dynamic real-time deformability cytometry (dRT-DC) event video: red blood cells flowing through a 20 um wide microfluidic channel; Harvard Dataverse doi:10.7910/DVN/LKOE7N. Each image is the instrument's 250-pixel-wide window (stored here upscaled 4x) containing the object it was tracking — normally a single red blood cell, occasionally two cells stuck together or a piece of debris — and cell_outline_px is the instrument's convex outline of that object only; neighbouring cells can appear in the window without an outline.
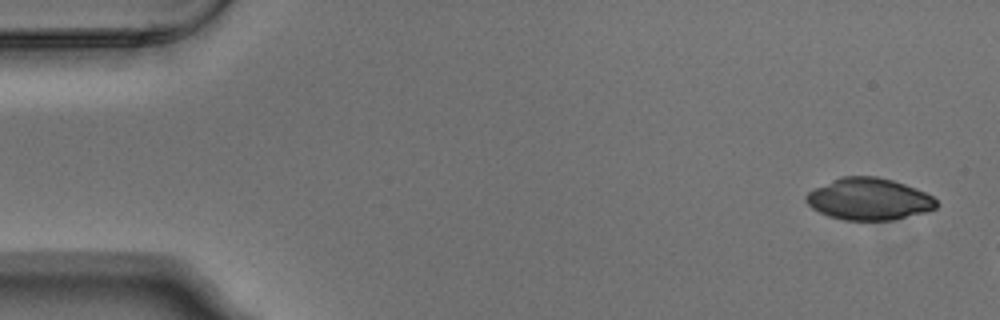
{"species": "Egyptian fruit bat (a non-hibernating species)", "species_latin": "Rousettus aegyptiacus", "temperature_condition": "warm", "stored_images_in_passage": 3, "camera_frame_rate_fps": 3000, "um_per_image_px": 0.085, "animal": {"sex": "male"}, "frame": {"image": 1, "passage_image": 1, "time_ms": 0.0, "image_size_px": [1000, 320], "cell_outline_px": [[936, 208], [928, 212], [892, 220], [844, 220], [828, 216], [812, 208], [804, 200], [804, 196], [808, 192], [840, 176], [876, 176], [892, 180], [916, 188], [932, 196], [936, 200]], "centroid_in_image_um": [73.85, 16.93], "position_along_channel_um": 11.2, "area_um2": 31.79}}